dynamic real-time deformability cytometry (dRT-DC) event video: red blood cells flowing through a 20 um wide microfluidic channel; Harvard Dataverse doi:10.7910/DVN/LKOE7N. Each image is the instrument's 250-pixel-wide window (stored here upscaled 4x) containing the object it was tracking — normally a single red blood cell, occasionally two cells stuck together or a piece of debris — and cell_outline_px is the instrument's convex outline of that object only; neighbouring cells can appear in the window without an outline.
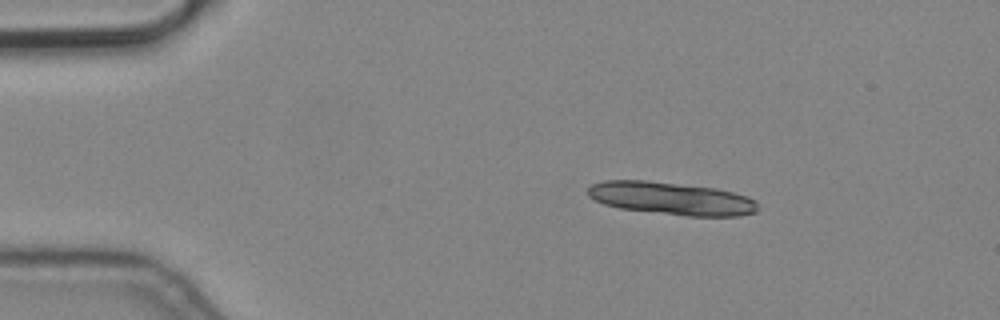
{"species": "common noctule bat (a hibernating species)", "species_latin": "Nyctalus noctula", "temperature_condition": "cold", "stored_images_in_passage": 2, "camera_frame_rate_fps": 3000, "um_per_image_px": 0.085, "animal": {"sex": "male", "body_mass_g": 19.2, "forearm_length_mm": 51.8}, "frame": {"image": 1, "passage_image": 2, "time_ms": 0.333, "image_size_px": [1000, 320], "cell_outline_px": [[756, 212], [740, 216], [688, 216], [620, 208], [604, 204], [588, 196], [588, 188], [592, 184], [604, 180], [644, 180], [716, 188], [748, 196], [756, 200]], "centroid_in_image_um": [57.07, 16.86], "position_along_channel_um": 27.9, "area_um2": 32.25}}